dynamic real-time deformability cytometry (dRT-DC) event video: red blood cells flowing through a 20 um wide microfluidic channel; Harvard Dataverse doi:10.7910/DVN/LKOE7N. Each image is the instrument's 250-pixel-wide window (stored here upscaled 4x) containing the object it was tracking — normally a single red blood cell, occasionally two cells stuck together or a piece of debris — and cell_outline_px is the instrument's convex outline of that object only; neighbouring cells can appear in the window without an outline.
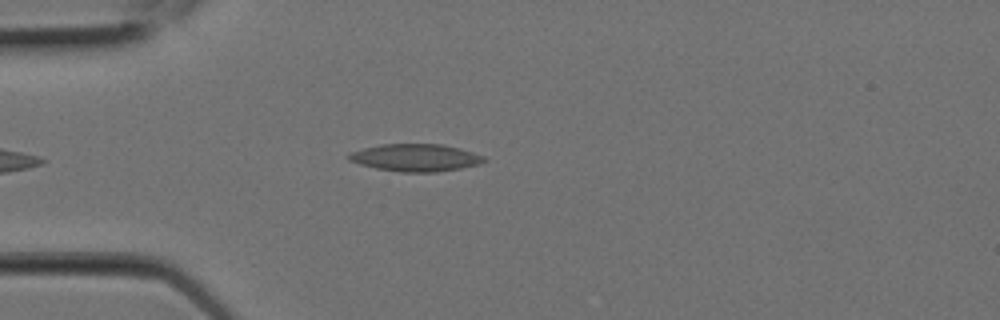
{"species": "Egyptian fruit bat (a non-hibernating species)", "species_latin": "Rousettus aegyptiacus", "temperature_condition": "room temperature", "stored_images_in_passage": 8, "camera_frame_rate_fps": 3000, "um_per_image_px": 0.085, "animal": {"sex": "female"}, "frame": {"image": 1, "passage_image": 5, "time_ms": 1.333, "image_size_px": [1000, 320], "cell_outline_px": [[488, 160], [480, 164], [460, 168], [436, 172], [400, 172], [376, 168], [360, 164], [348, 160], [344, 156], [352, 152], [364, 148], [380, 144], [444, 144], [460, 148], [484, 156]], "centroid_in_image_um": [35.32, 13.4], "position_along_channel_um": 49.7, "area_um2": 21.68}}
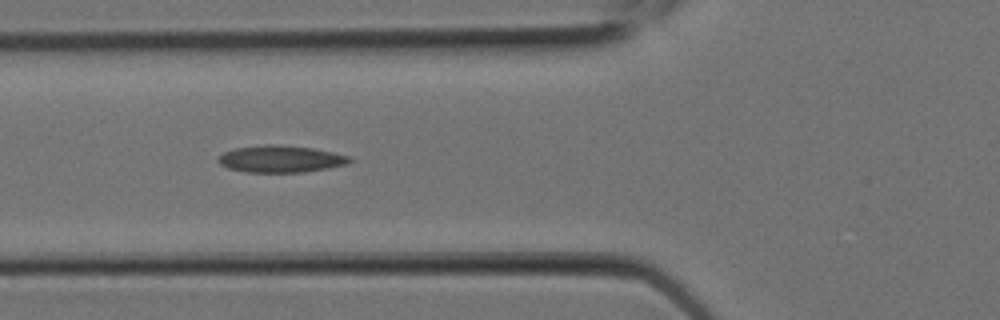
{"frame": {"image": 2, "passage_image": 7, "time_ms": 2.0, "image_size_px": [1000, 320], "cell_outline_px": [[352, 160], [348, 164], [328, 168], [304, 172], [244, 172], [228, 168], [220, 164], [216, 160], [224, 152], [236, 148], [264, 144], [276, 144], [312, 148], [352, 156]], "centroid_in_image_um": [23.87, 13.51], "position_along_channel_um": 101.9, "area_um2": 20.69}}
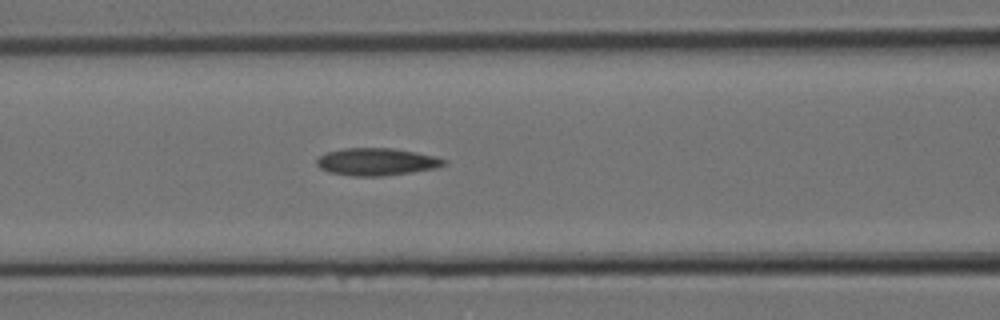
{"frame": {"image": 3, "passage_image": 8, "time_ms": 2.333, "image_size_px": [1000, 320], "cell_outline_px": [[448, 164], [436, 168], [412, 172], [384, 176], [352, 176], [328, 172], [320, 168], [316, 164], [316, 160], [320, 156], [328, 152], [344, 148], [392, 148], [416, 152], [436, 156], [448, 160]], "centroid_in_image_um": [32.05, 13.75], "position_along_channel_um": 134.6, "area_um2": 20.46}}